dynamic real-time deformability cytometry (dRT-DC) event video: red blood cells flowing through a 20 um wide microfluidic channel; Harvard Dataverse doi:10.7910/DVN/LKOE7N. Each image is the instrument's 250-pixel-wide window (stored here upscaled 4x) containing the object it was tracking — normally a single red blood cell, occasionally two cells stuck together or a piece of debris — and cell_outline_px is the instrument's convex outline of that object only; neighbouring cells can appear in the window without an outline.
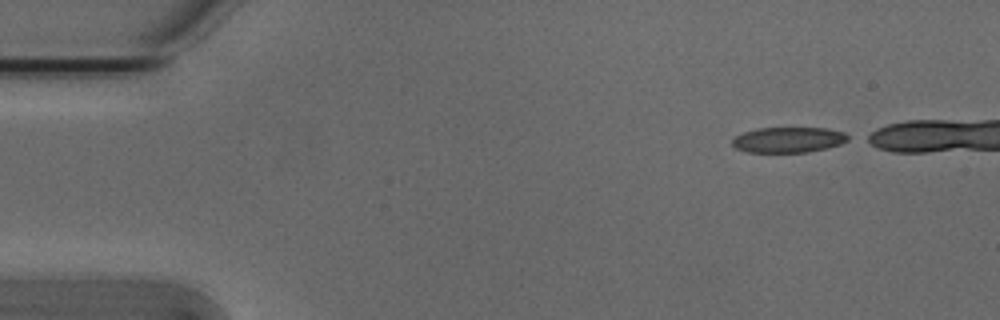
{"species": "Egyptian fruit bat (a non-hibernating species)", "species_latin": "Rousettus aegyptiacus", "temperature_condition": "cold", "stored_images_in_passage": 39, "camera_frame_rate_fps": 3000, "um_per_image_px": 0.085, "animal": {"sex": "male"}, "frame": {"image": 1, "passage_image": 1, "time_ms": 0.0, "image_size_px": [1000, 320], "cell_outline_px": [[852, 136], [848, 140], [840, 144], [828, 148], [808, 152], [744, 152], [736, 148], [732, 144], [732, 140], [736, 136], [744, 132], [756, 128], [828, 128], [844, 132]], "centroid_in_image_um": [67.05, 11.88], "position_along_channel_um": 18.0, "area_um2": 17.34}}
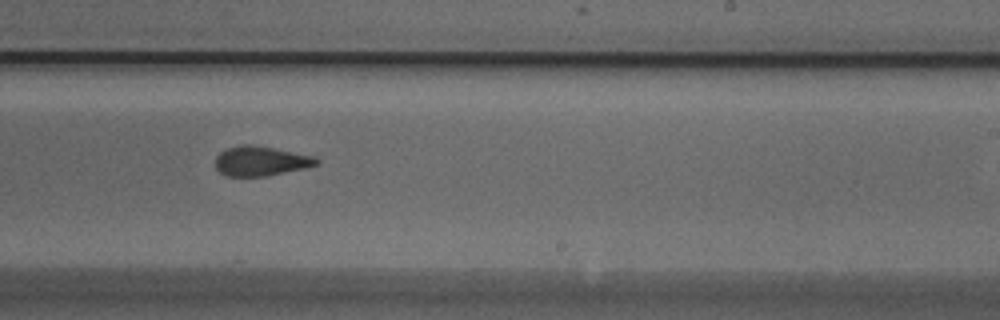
{"frame": {"image": 2, "passage_image": 28, "time_ms": 9.0, "image_size_px": [1000, 320], "cell_outline_px": [[320, 164], [304, 168], [268, 176], [228, 176], [220, 172], [216, 168], [216, 156], [220, 152], [228, 148], [244, 144], [252, 144], [312, 156], [320, 160]], "centroid_in_image_um": [22.16, 13.69], "position_along_channel_um": 266.8, "area_um2": 17.28}}
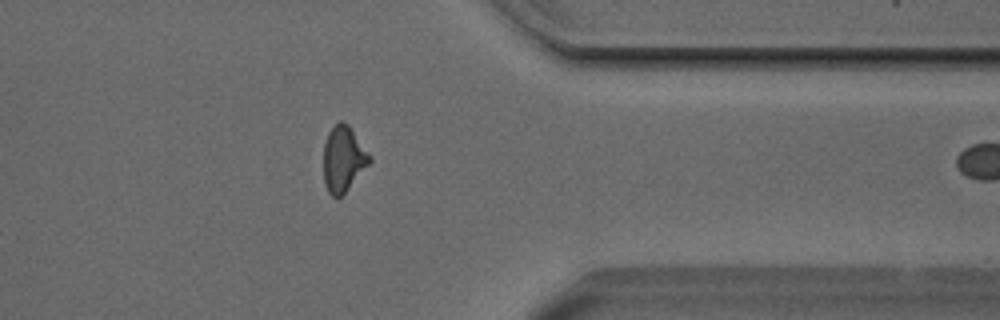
{"frame": {"image": 3, "passage_image": 38, "time_ms": 12.333, "image_size_px": [1000, 320], "cell_outline_px": [[372, 160], [344, 192], [340, 196], [332, 196], [328, 192], [324, 184], [324, 144], [328, 132], [340, 120], [344, 120], [348, 124], [372, 156]], "centroid_in_image_um": [29.18, 13.47], "position_along_channel_um": 382.2, "area_um2": 17.4}}